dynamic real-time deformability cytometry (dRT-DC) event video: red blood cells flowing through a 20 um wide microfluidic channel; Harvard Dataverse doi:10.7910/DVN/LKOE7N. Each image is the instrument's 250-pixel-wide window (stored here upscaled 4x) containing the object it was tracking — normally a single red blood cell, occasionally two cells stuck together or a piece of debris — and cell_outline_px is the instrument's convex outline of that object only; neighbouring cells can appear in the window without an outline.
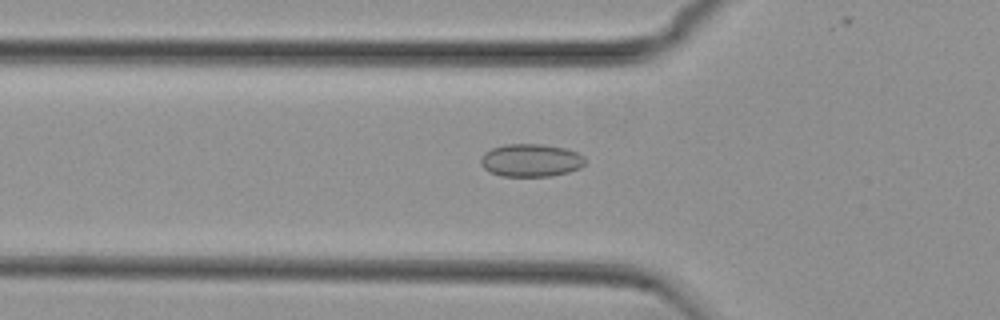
{"species": "common noctule bat (a hibernating species)", "species_latin": "Nyctalus noctula", "temperature_condition": "cold", "stored_images_in_passage": 43, "camera_frame_rate_fps": 3000, "um_per_image_px": 0.085, "animal": {"sex": "female", "body_mass_g": 29.2, "forearm_length_mm": 56.3}, "frame": {"image": 1, "passage_image": 8, "time_ms": 2.333, "image_size_px": [1000, 320], "cell_outline_px": [[584, 164], [580, 168], [568, 172], [552, 176], [500, 176], [488, 172], [480, 164], [480, 156], [484, 152], [492, 148], [504, 144], [544, 144], [564, 148], [576, 152], [584, 156]], "centroid_in_image_um": [45.08, 13.63], "position_along_channel_um": 80.7, "area_um2": 20.17}}
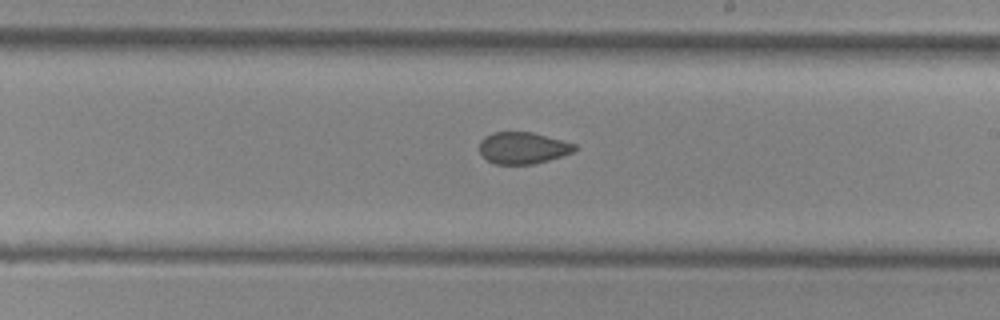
{"frame": {"image": 2, "passage_image": 21, "time_ms": 6.667, "image_size_px": [1000, 320], "cell_outline_px": [[576, 148], [572, 152], [548, 160], [532, 164], [496, 164], [488, 160], [480, 152], [480, 140], [484, 136], [492, 132], [532, 132], [576, 144]], "centroid_in_image_um": [44.42, 12.56], "position_along_channel_um": 244.6, "area_um2": 17.4}}
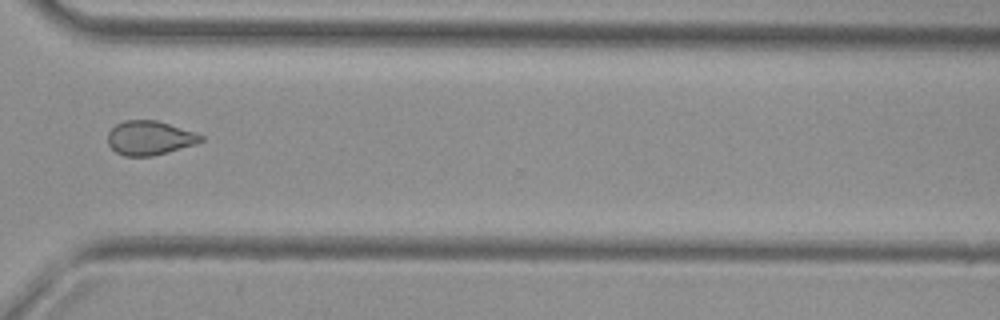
{"frame": {"image": 3, "passage_image": 30, "time_ms": 9.667, "image_size_px": [1000, 320], "cell_outline_px": [[204, 140], [196, 144], [168, 152], [152, 156], [124, 156], [116, 152], [108, 144], [108, 132], [116, 124], [124, 120], [156, 120], [204, 136]], "centroid_in_image_um": [12.7, 11.73], "position_along_channel_um": 357.9, "area_um2": 18.38}, "authors_computed_cell_mechanics": {"area_um2": 18.5538, "velocity_mm_per_s": 3.7714, "shape_relaxation_time_tau1_ms": null, "shape_relaxation_time_tau2_ms": 3.3067, "deformation_change_tau1": null, "deformation_change_tau2": 0.069}}